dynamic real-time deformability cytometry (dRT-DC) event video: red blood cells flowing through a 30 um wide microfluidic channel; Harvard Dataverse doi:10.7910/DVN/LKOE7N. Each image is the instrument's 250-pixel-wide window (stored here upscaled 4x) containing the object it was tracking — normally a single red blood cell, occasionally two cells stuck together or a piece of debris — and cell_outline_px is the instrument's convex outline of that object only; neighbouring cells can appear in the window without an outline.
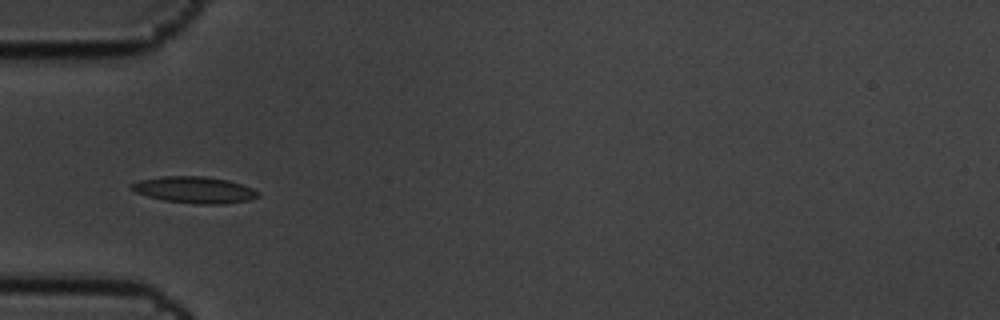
{"species": "common noctule bat (a hibernating species)", "species_latin": "Nyctalus noctula", "temperature_condition": "cold", "stored_images_in_passage": 8, "camera_frame_rate_fps": 3000, "um_per_image_px": 0.085, "animal": {"sex": "male", "body_mass_g": 19.5, "forearm_length_mm": 54.6}, "frame": {"image": 1, "passage_image": 5, "time_ms": 1.333, "image_size_px": [1000, 320], "cell_outline_px": [[260, 196], [248, 200], [224, 204], [196, 204], [164, 200], [148, 196], [136, 192], [128, 188], [132, 184], [140, 180], [164, 176], [204, 176], [228, 180], [252, 188], [260, 192]], "centroid_in_image_um": [16.55, 16.14], "position_along_channel_um": 68.5, "area_um2": 19.48}}
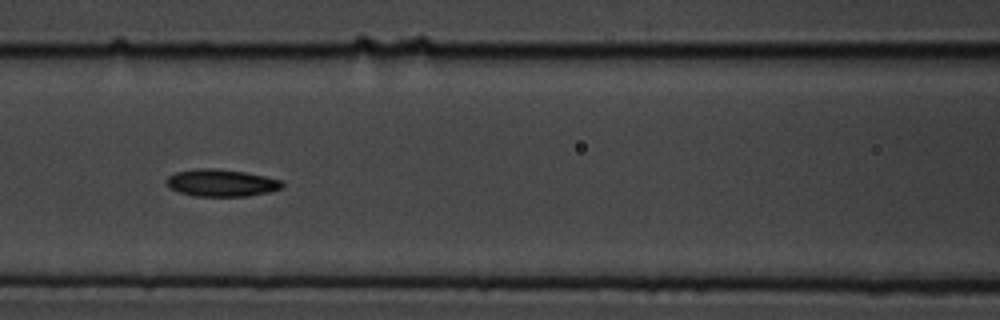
{"frame": {"image": 2, "passage_image": 7, "time_ms": 2.0, "image_size_px": [1000, 320], "cell_outline_px": [[284, 184], [280, 188], [268, 192], [248, 196], [192, 196], [168, 188], [164, 180], [168, 176], [176, 172], [200, 168], [216, 168], [244, 172], [264, 176], [280, 180]], "centroid_in_image_um": [18.75, 15.54], "position_along_channel_um": 147.8, "area_um2": 18.32}}
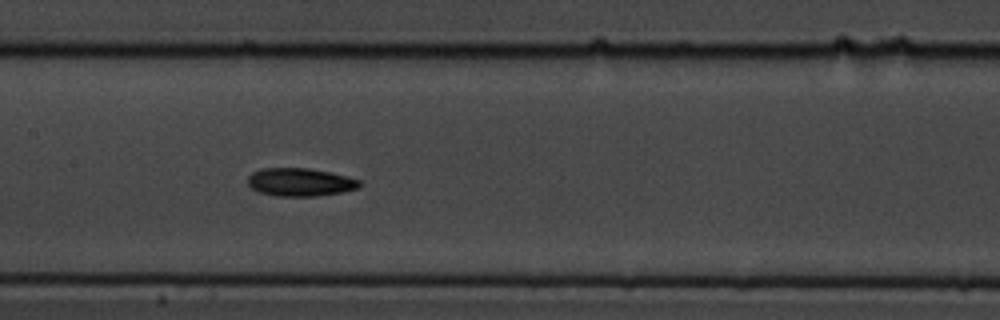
{"frame": {"image": 3, "passage_image": 8, "time_ms": 2.333, "image_size_px": [1000, 320], "cell_outline_px": [[360, 184], [356, 188], [340, 192], [316, 196], [276, 196], [260, 192], [252, 188], [248, 184], [248, 176], [252, 172], [260, 168], [308, 168], [348, 176], [360, 180]], "centroid_in_image_um": [25.47, 15.47], "position_along_channel_um": 181.9, "area_um2": 18.15}}